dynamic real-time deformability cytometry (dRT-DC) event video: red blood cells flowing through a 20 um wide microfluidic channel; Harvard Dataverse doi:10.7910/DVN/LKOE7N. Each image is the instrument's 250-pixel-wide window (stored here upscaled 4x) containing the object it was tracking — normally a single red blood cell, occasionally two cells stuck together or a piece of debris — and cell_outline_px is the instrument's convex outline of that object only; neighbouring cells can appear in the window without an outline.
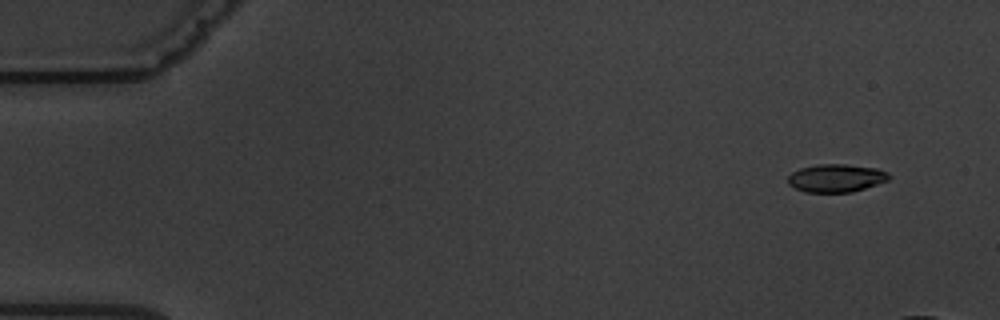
{"species": "common noctule bat (a hibernating species)", "species_latin": "Nyctalus noctula", "temperature_condition": "warm", "stored_images_in_passage": 6, "camera_frame_rate_fps": 3000, "um_per_image_px": 0.085, "animal": {"sex": "male", "body_mass_g": 19.5, "forearm_length_mm": 54.6}, "frame": {"image": 1, "passage_image": 2, "time_ms": 1.333, "image_size_px": [1000, 320], "cell_outline_px": [[892, 176], [888, 180], [852, 192], [804, 192], [788, 184], [788, 176], [792, 172], [800, 168], [820, 164], [848, 164], [880, 168], [888, 172]], "centroid_in_image_um": [71.1, 15.12], "position_along_channel_um": 13.9, "area_um2": 16.59}}